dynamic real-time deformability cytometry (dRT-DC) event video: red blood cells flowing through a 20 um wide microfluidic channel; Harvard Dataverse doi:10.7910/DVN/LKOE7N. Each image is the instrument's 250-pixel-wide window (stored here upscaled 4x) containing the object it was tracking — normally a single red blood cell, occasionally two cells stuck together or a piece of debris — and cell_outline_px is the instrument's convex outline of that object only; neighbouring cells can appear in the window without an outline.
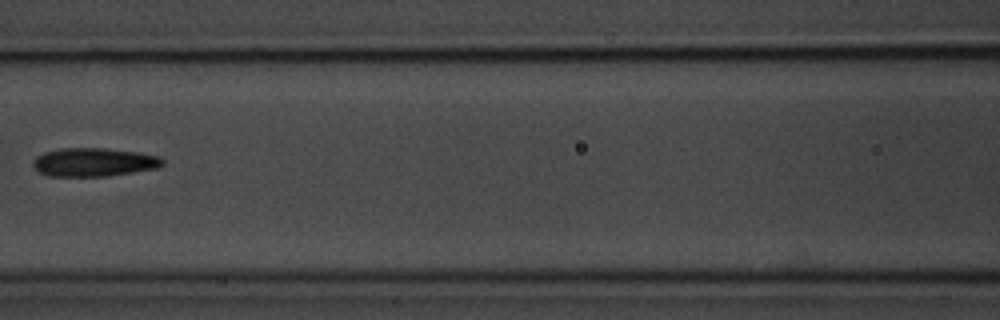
{"species": "common noctule bat (a hibernating species)", "species_latin": "Nyctalus noctula", "temperature_condition": "room temperature", "stored_images_in_passage": 5, "camera_frame_rate_fps": 3000, "um_per_image_px": 0.085, "animal": {"sex": "male", "body_mass_g": 20.1, "forearm_length_mm": 53.5}, "frame": {"image": 1, "passage_image": 4, "time_ms": 3.667, "image_size_px": [1000, 320], "cell_outline_px": [[164, 164], [156, 168], [108, 176], [48, 176], [40, 172], [32, 164], [36, 156], [44, 152], [60, 148], [104, 148], [136, 152], [156, 156], [164, 160]], "centroid_in_image_um": [7.95, 13.78], "position_along_channel_um": 158.7, "area_um2": 21.33}}
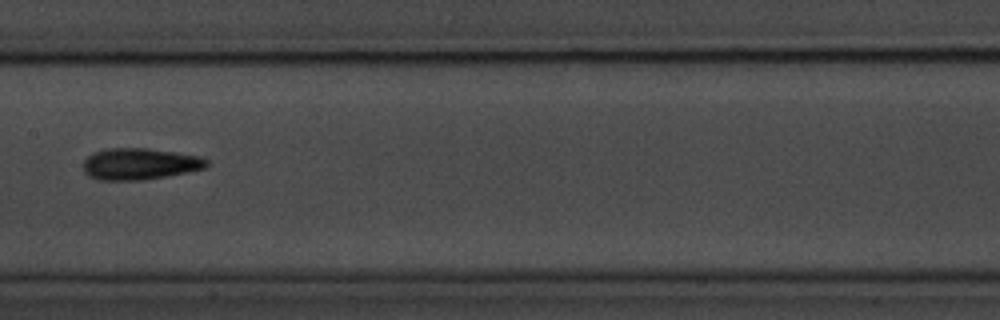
{"frame": {"image": 2, "passage_image": 5, "time_ms": 4.667, "image_size_px": [1000, 320], "cell_outline_px": [[208, 164], [204, 168], [164, 176], [140, 180], [100, 180], [88, 176], [84, 172], [84, 160], [92, 152], [108, 148], [148, 148], [176, 152], [200, 156], [208, 160]], "centroid_in_image_um": [11.84, 13.92], "position_along_channel_um": 195.6, "area_um2": 22.54}}